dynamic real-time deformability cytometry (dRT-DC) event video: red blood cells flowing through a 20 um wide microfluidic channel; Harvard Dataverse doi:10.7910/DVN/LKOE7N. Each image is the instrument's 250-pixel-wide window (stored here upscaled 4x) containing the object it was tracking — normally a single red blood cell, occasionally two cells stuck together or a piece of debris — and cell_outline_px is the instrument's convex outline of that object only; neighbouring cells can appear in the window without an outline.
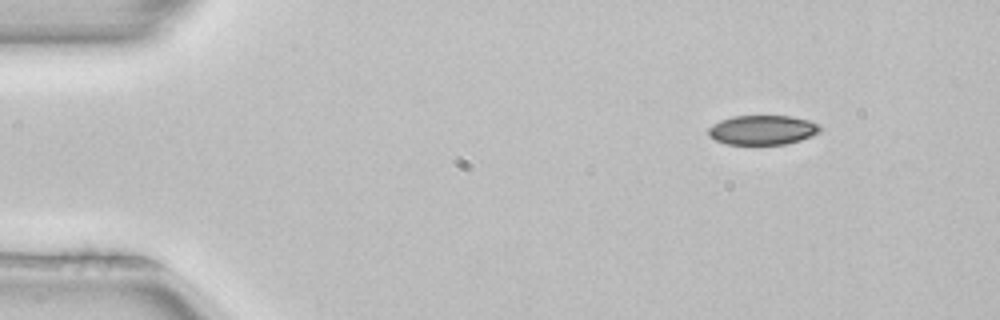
{"species": "common noctule bat (a hibernating species)", "species_latin": "Nyctalus noctula", "temperature_condition": "room temperature", "stored_images_in_passage": 3, "camera_frame_rate_fps": 3000, "um_per_image_px": 0.085, "animal": {"sex": "female", "body_mass_g": 22.7, "forearm_length_mm": 54.2}, "frame": {"image": 1, "passage_image": 1, "time_ms": 0.0, "image_size_px": [1000, 320], "cell_outline_px": [[824, 128], [820, 132], [800, 140], [784, 144], [728, 144], [716, 140], [708, 136], [708, 128], [712, 124], [720, 120], [732, 116], [792, 116], [808, 120], [820, 124]], "centroid_in_image_um": [64.83, 11.04], "position_along_channel_um": 20.2, "area_um2": 19.31}}